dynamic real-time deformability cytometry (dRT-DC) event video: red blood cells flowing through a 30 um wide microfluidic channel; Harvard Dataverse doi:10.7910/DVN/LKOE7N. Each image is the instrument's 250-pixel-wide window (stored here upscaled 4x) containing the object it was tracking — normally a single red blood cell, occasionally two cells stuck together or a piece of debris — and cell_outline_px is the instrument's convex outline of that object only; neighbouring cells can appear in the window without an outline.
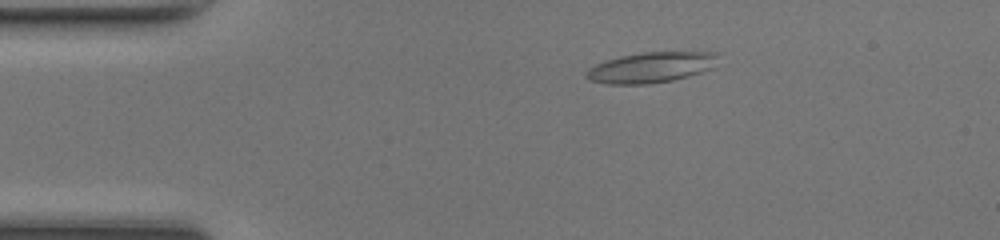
{"species": "common noctule bat (a hibernating species)", "species_latin": "Nyctalus noctula", "temperature_condition": "room temperature", "stored_images_in_passage": 41, "camera_frame_rate_fps": 3000, "um_per_image_px": 0.085, "animal": {"sex": "female", "body_mass_g": 17.0, "forearm_length_mm": 48.0}, "frame": {"image": 1, "passage_image": 2, "time_ms": 0.333, "image_size_px": [1000, 240], "cell_outline_px": [[716, 68], [688, 76], [672, 80], [644, 84], [604, 84], [588, 80], [584, 76], [588, 68], [596, 64], [620, 56], [644, 52], [716, 52]], "centroid_in_image_um": [55.32, 5.74], "position_along_channel_um": 29.7, "area_um2": 23.47}}
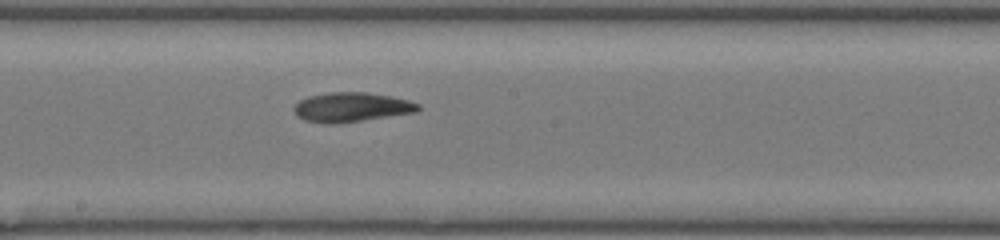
{"frame": {"image": 2, "passage_image": 19, "time_ms": 6.0, "image_size_px": [1000, 240], "cell_outline_px": [[420, 108], [416, 112], [332, 124], [304, 120], [296, 116], [292, 112], [292, 108], [300, 100], [308, 96], [332, 92], [368, 92], [408, 100], [420, 104]], "centroid_in_image_um": [29.82, 9.1], "position_along_channel_um": 218.4, "area_um2": 21.1}}
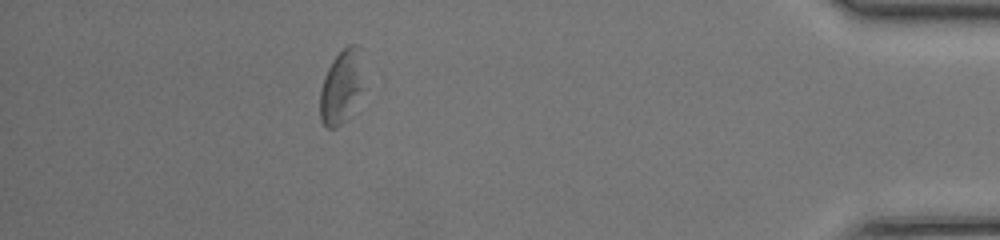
{"frame": {"image": 3, "passage_image": 36, "time_ms": 11.667, "image_size_px": [1000, 240], "cell_outline_px": [[364, 88], [344, 120], [336, 128], [328, 128], [320, 120], [320, 88], [324, 76], [332, 60], [348, 44], [356, 44]], "centroid_in_image_um": [28.96, 7.4], "position_along_channel_um": 406.2, "area_um2": 18.09}, "authors_computed_cell_mechanics": {"area_um2": 21.0392, "velocity_mm_per_s": 4.2769, "shape_relaxation_time_tau1_ms": null, "shape_relaxation_time_tau2_ms": 10.9487, "deformation_change_tau1": null, "deformation_change_tau2": 0.2642}}